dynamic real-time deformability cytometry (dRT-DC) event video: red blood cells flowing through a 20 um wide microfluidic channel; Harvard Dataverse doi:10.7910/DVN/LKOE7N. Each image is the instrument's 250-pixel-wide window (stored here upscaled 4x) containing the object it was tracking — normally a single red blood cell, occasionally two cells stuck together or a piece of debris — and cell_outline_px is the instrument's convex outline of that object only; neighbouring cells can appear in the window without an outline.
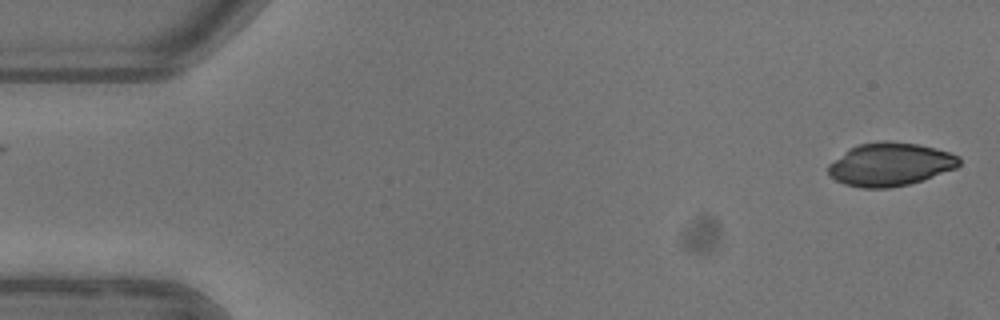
{"species": "common noctule bat (a hibernating species)", "species_latin": "Nyctalus noctula", "temperature_condition": "warm", "stored_images_in_passage": 51, "camera_frame_rate_fps": 3000, "um_per_image_px": 0.085, "animal": {"sex": "female"}, "frame": {"image": 1, "passage_image": 1, "time_ms": 0.0, "image_size_px": [1000, 320], "cell_outline_px": [[960, 164], [956, 168], [924, 180], [892, 188], [860, 188], [844, 184], [836, 180], [828, 172], [828, 164], [852, 148], [860, 144], [880, 140], [888, 140], [916, 144], [936, 148], [960, 156]], "centroid_in_image_um": [75.69, 13.98], "position_along_channel_um": 9.3, "area_um2": 32.95}}